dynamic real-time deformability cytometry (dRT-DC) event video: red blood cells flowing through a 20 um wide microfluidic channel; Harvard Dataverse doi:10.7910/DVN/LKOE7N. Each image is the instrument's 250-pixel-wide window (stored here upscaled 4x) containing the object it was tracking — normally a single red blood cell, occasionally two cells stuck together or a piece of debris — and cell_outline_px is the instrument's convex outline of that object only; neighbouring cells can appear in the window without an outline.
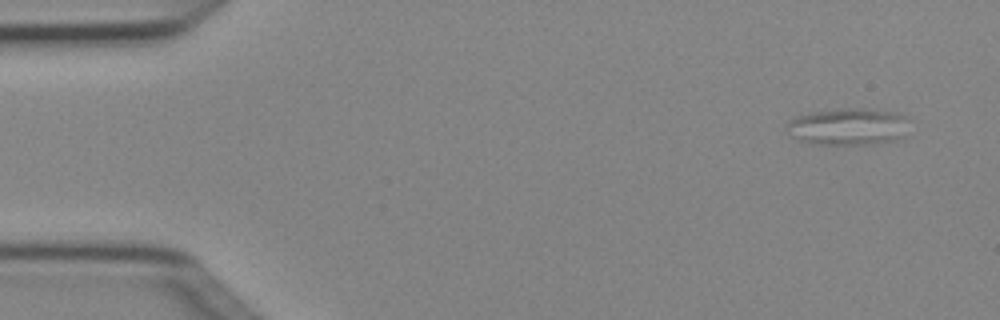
{"species": "Egyptian fruit bat (a non-hibernating species)", "species_latin": "Rousettus aegyptiacus", "temperature_condition": "cold", "stored_images_in_passage": 5, "camera_frame_rate_fps": 3000, "um_per_image_px": 0.085, "animal": {"sex": "female"}, "frame": {"image": 1, "passage_image": 1, "time_ms": 0.0, "image_size_px": [1000, 320], "cell_outline_px": [[908, 116], [904, 136], [896, 140], [868, 144], [816, 144], [800, 140], [792, 136], [788, 124], [788, 120], [796, 116], [812, 112], [840, 108], [864, 108], [896, 112]], "centroid_in_image_um": [72.13, 10.74], "position_along_channel_um": 12.9, "area_um2": 26.3}}
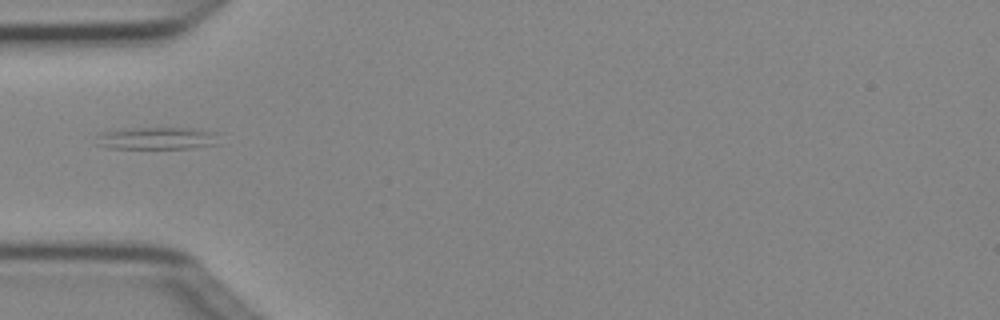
{"frame": {"image": 2, "passage_image": 4, "time_ms": 1.0, "image_size_px": [1000, 320], "cell_outline_px": [[216, 144], [188, 148], [108, 148], [96, 144], [96, 136], [100, 132], [120, 128], [192, 128], [216, 132]], "centroid_in_image_um": [13.24, 11.74], "position_along_channel_um": 71.8, "area_um2": 15.95}}
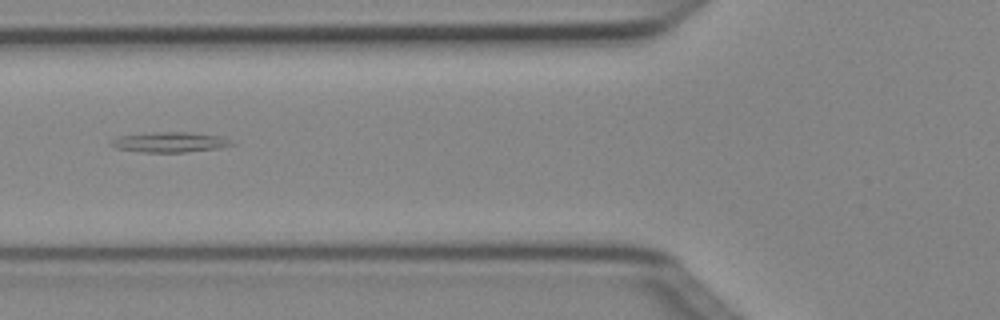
{"frame": {"image": 3, "passage_image": 5, "time_ms": 1.333, "image_size_px": [1000, 320], "cell_outline_px": [[236, 144], [220, 148], [184, 152], [140, 152], [116, 148], [108, 144], [112, 140], [120, 136], [156, 132], [188, 132], [220, 136]], "centroid_in_image_um": [14.42, 12.09], "position_along_channel_um": 111.4, "area_um2": 14.05}}